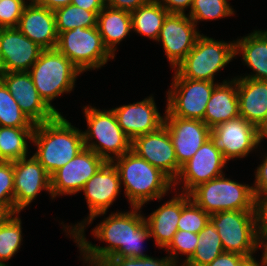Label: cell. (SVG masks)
<instances>
[{"label": "cell", "mask_w": 267, "mask_h": 266, "mask_svg": "<svg viewBox=\"0 0 267 266\" xmlns=\"http://www.w3.org/2000/svg\"><path fill=\"white\" fill-rule=\"evenodd\" d=\"M28 1V0H27ZM30 1V3H34L36 0H29Z\"/></svg>", "instance_id": "obj_51"}, {"label": "cell", "mask_w": 267, "mask_h": 266, "mask_svg": "<svg viewBox=\"0 0 267 266\" xmlns=\"http://www.w3.org/2000/svg\"><path fill=\"white\" fill-rule=\"evenodd\" d=\"M117 168L125 196L132 207H142L148 201L161 200L173 181L158 168L132 150L112 161ZM123 183V184H122Z\"/></svg>", "instance_id": "obj_3"}, {"label": "cell", "mask_w": 267, "mask_h": 266, "mask_svg": "<svg viewBox=\"0 0 267 266\" xmlns=\"http://www.w3.org/2000/svg\"><path fill=\"white\" fill-rule=\"evenodd\" d=\"M237 77L218 83L206 105L203 122L213 129L220 123L239 117Z\"/></svg>", "instance_id": "obj_23"}, {"label": "cell", "mask_w": 267, "mask_h": 266, "mask_svg": "<svg viewBox=\"0 0 267 266\" xmlns=\"http://www.w3.org/2000/svg\"><path fill=\"white\" fill-rule=\"evenodd\" d=\"M83 108L88 127L82 131L85 148L106 162H112L131 150L132 140L121 129L112 109L100 110L92 106Z\"/></svg>", "instance_id": "obj_5"}, {"label": "cell", "mask_w": 267, "mask_h": 266, "mask_svg": "<svg viewBox=\"0 0 267 266\" xmlns=\"http://www.w3.org/2000/svg\"><path fill=\"white\" fill-rule=\"evenodd\" d=\"M166 126L180 166L195 155L197 150L210 138V128L201 120L173 116L165 110Z\"/></svg>", "instance_id": "obj_20"}, {"label": "cell", "mask_w": 267, "mask_h": 266, "mask_svg": "<svg viewBox=\"0 0 267 266\" xmlns=\"http://www.w3.org/2000/svg\"><path fill=\"white\" fill-rule=\"evenodd\" d=\"M239 54L242 55L244 64L255 73L239 77L267 81V30H254L237 39L235 55Z\"/></svg>", "instance_id": "obj_26"}, {"label": "cell", "mask_w": 267, "mask_h": 266, "mask_svg": "<svg viewBox=\"0 0 267 266\" xmlns=\"http://www.w3.org/2000/svg\"><path fill=\"white\" fill-rule=\"evenodd\" d=\"M0 80L34 124L51 121L58 115L39 96L29 72H0Z\"/></svg>", "instance_id": "obj_18"}, {"label": "cell", "mask_w": 267, "mask_h": 266, "mask_svg": "<svg viewBox=\"0 0 267 266\" xmlns=\"http://www.w3.org/2000/svg\"><path fill=\"white\" fill-rule=\"evenodd\" d=\"M27 158L13 161L14 214L28 207L42 190L51 196L50 175L33 155Z\"/></svg>", "instance_id": "obj_17"}, {"label": "cell", "mask_w": 267, "mask_h": 266, "mask_svg": "<svg viewBox=\"0 0 267 266\" xmlns=\"http://www.w3.org/2000/svg\"><path fill=\"white\" fill-rule=\"evenodd\" d=\"M234 41H217L201 34L174 71L182 78L214 82V75L236 57Z\"/></svg>", "instance_id": "obj_7"}, {"label": "cell", "mask_w": 267, "mask_h": 266, "mask_svg": "<svg viewBox=\"0 0 267 266\" xmlns=\"http://www.w3.org/2000/svg\"><path fill=\"white\" fill-rule=\"evenodd\" d=\"M166 109L176 117L203 121L206 105L218 83L182 78L173 74Z\"/></svg>", "instance_id": "obj_11"}, {"label": "cell", "mask_w": 267, "mask_h": 266, "mask_svg": "<svg viewBox=\"0 0 267 266\" xmlns=\"http://www.w3.org/2000/svg\"><path fill=\"white\" fill-rule=\"evenodd\" d=\"M262 164L257 167L255 181L252 186L255 199L267 196V154L265 153Z\"/></svg>", "instance_id": "obj_41"}, {"label": "cell", "mask_w": 267, "mask_h": 266, "mask_svg": "<svg viewBox=\"0 0 267 266\" xmlns=\"http://www.w3.org/2000/svg\"><path fill=\"white\" fill-rule=\"evenodd\" d=\"M225 165H227V160L209 138L195 155L181 166L179 175L173 182V187L183 183L181 193L189 194L199 184L223 175Z\"/></svg>", "instance_id": "obj_13"}, {"label": "cell", "mask_w": 267, "mask_h": 266, "mask_svg": "<svg viewBox=\"0 0 267 266\" xmlns=\"http://www.w3.org/2000/svg\"><path fill=\"white\" fill-rule=\"evenodd\" d=\"M106 163L90 149H82L72 160L56 170L51 176V198L75 195L85 183Z\"/></svg>", "instance_id": "obj_12"}, {"label": "cell", "mask_w": 267, "mask_h": 266, "mask_svg": "<svg viewBox=\"0 0 267 266\" xmlns=\"http://www.w3.org/2000/svg\"><path fill=\"white\" fill-rule=\"evenodd\" d=\"M210 139L227 161L244 158L258 148L256 126L240 116L211 129Z\"/></svg>", "instance_id": "obj_14"}, {"label": "cell", "mask_w": 267, "mask_h": 266, "mask_svg": "<svg viewBox=\"0 0 267 266\" xmlns=\"http://www.w3.org/2000/svg\"><path fill=\"white\" fill-rule=\"evenodd\" d=\"M26 5L25 0H0V28H17Z\"/></svg>", "instance_id": "obj_39"}, {"label": "cell", "mask_w": 267, "mask_h": 266, "mask_svg": "<svg viewBox=\"0 0 267 266\" xmlns=\"http://www.w3.org/2000/svg\"><path fill=\"white\" fill-rule=\"evenodd\" d=\"M0 205L14 213V170L11 161H0Z\"/></svg>", "instance_id": "obj_37"}, {"label": "cell", "mask_w": 267, "mask_h": 266, "mask_svg": "<svg viewBox=\"0 0 267 266\" xmlns=\"http://www.w3.org/2000/svg\"><path fill=\"white\" fill-rule=\"evenodd\" d=\"M235 14L227 0H194L188 16L197 25L199 21L215 20Z\"/></svg>", "instance_id": "obj_35"}, {"label": "cell", "mask_w": 267, "mask_h": 266, "mask_svg": "<svg viewBox=\"0 0 267 266\" xmlns=\"http://www.w3.org/2000/svg\"><path fill=\"white\" fill-rule=\"evenodd\" d=\"M209 220L210 215L200 208L189 194L182 193V210L178 220V230L199 234Z\"/></svg>", "instance_id": "obj_34"}, {"label": "cell", "mask_w": 267, "mask_h": 266, "mask_svg": "<svg viewBox=\"0 0 267 266\" xmlns=\"http://www.w3.org/2000/svg\"><path fill=\"white\" fill-rule=\"evenodd\" d=\"M224 252L219 234L209 220L205 227L199 232L197 247L194 254L180 266H206L217 256Z\"/></svg>", "instance_id": "obj_30"}, {"label": "cell", "mask_w": 267, "mask_h": 266, "mask_svg": "<svg viewBox=\"0 0 267 266\" xmlns=\"http://www.w3.org/2000/svg\"><path fill=\"white\" fill-rule=\"evenodd\" d=\"M225 252L247 258L259 249L255 211L227 210L210 215Z\"/></svg>", "instance_id": "obj_8"}, {"label": "cell", "mask_w": 267, "mask_h": 266, "mask_svg": "<svg viewBox=\"0 0 267 266\" xmlns=\"http://www.w3.org/2000/svg\"><path fill=\"white\" fill-rule=\"evenodd\" d=\"M247 257L231 252H222L206 266H239Z\"/></svg>", "instance_id": "obj_42"}, {"label": "cell", "mask_w": 267, "mask_h": 266, "mask_svg": "<svg viewBox=\"0 0 267 266\" xmlns=\"http://www.w3.org/2000/svg\"><path fill=\"white\" fill-rule=\"evenodd\" d=\"M239 266H264L262 261H257L254 256L246 258Z\"/></svg>", "instance_id": "obj_49"}, {"label": "cell", "mask_w": 267, "mask_h": 266, "mask_svg": "<svg viewBox=\"0 0 267 266\" xmlns=\"http://www.w3.org/2000/svg\"><path fill=\"white\" fill-rule=\"evenodd\" d=\"M169 14H186L185 9L192 7L194 0H157Z\"/></svg>", "instance_id": "obj_44"}, {"label": "cell", "mask_w": 267, "mask_h": 266, "mask_svg": "<svg viewBox=\"0 0 267 266\" xmlns=\"http://www.w3.org/2000/svg\"><path fill=\"white\" fill-rule=\"evenodd\" d=\"M28 72L39 96L61 115L51 101L63 93H70L75 87L77 76L82 72L56 48L42 50Z\"/></svg>", "instance_id": "obj_4"}, {"label": "cell", "mask_w": 267, "mask_h": 266, "mask_svg": "<svg viewBox=\"0 0 267 266\" xmlns=\"http://www.w3.org/2000/svg\"><path fill=\"white\" fill-rule=\"evenodd\" d=\"M257 234L260 241L267 240V196L255 199Z\"/></svg>", "instance_id": "obj_40"}, {"label": "cell", "mask_w": 267, "mask_h": 266, "mask_svg": "<svg viewBox=\"0 0 267 266\" xmlns=\"http://www.w3.org/2000/svg\"><path fill=\"white\" fill-rule=\"evenodd\" d=\"M198 238L199 234L178 230L175 233L172 242L166 248V252L169 253L168 256L170 259L178 265V263H180L178 262L179 260H177L178 254L181 253L187 256L184 262L187 261L196 250Z\"/></svg>", "instance_id": "obj_36"}, {"label": "cell", "mask_w": 267, "mask_h": 266, "mask_svg": "<svg viewBox=\"0 0 267 266\" xmlns=\"http://www.w3.org/2000/svg\"><path fill=\"white\" fill-rule=\"evenodd\" d=\"M168 14L169 12L157 0H150L131 12L132 31L157 41Z\"/></svg>", "instance_id": "obj_28"}, {"label": "cell", "mask_w": 267, "mask_h": 266, "mask_svg": "<svg viewBox=\"0 0 267 266\" xmlns=\"http://www.w3.org/2000/svg\"><path fill=\"white\" fill-rule=\"evenodd\" d=\"M72 0H36L34 3L41 7H46L49 10H56L60 7L71 4Z\"/></svg>", "instance_id": "obj_46"}, {"label": "cell", "mask_w": 267, "mask_h": 266, "mask_svg": "<svg viewBox=\"0 0 267 266\" xmlns=\"http://www.w3.org/2000/svg\"><path fill=\"white\" fill-rule=\"evenodd\" d=\"M42 50L18 28H0V72H28Z\"/></svg>", "instance_id": "obj_19"}, {"label": "cell", "mask_w": 267, "mask_h": 266, "mask_svg": "<svg viewBox=\"0 0 267 266\" xmlns=\"http://www.w3.org/2000/svg\"><path fill=\"white\" fill-rule=\"evenodd\" d=\"M182 210V193L162 204L149 217L145 218L150 236L157 247L166 249L178 231V220Z\"/></svg>", "instance_id": "obj_25"}, {"label": "cell", "mask_w": 267, "mask_h": 266, "mask_svg": "<svg viewBox=\"0 0 267 266\" xmlns=\"http://www.w3.org/2000/svg\"><path fill=\"white\" fill-rule=\"evenodd\" d=\"M57 33L73 30L76 27H97V15L81 7L69 4L53 11Z\"/></svg>", "instance_id": "obj_31"}, {"label": "cell", "mask_w": 267, "mask_h": 266, "mask_svg": "<svg viewBox=\"0 0 267 266\" xmlns=\"http://www.w3.org/2000/svg\"><path fill=\"white\" fill-rule=\"evenodd\" d=\"M17 28L43 50L57 45L55 15L52 10L35 3L25 6Z\"/></svg>", "instance_id": "obj_22"}, {"label": "cell", "mask_w": 267, "mask_h": 266, "mask_svg": "<svg viewBox=\"0 0 267 266\" xmlns=\"http://www.w3.org/2000/svg\"><path fill=\"white\" fill-rule=\"evenodd\" d=\"M71 4L92 11L96 15L105 7L103 0H72Z\"/></svg>", "instance_id": "obj_45"}, {"label": "cell", "mask_w": 267, "mask_h": 266, "mask_svg": "<svg viewBox=\"0 0 267 266\" xmlns=\"http://www.w3.org/2000/svg\"><path fill=\"white\" fill-rule=\"evenodd\" d=\"M0 126L35 127V124L20 109L8 88L0 80Z\"/></svg>", "instance_id": "obj_32"}, {"label": "cell", "mask_w": 267, "mask_h": 266, "mask_svg": "<svg viewBox=\"0 0 267 266\" xmlns=\"http://www.w3.org/2000/svg\"><path fill=\"white\" fill-rule=\"evenodd\" d=\"M97 28L105 47L115 57L117 44L132 30L131 13L105 6L97 15Z\"/></svg>", "instance_id": "obj_27"}, {"label": "cell", "mask_w": 267, "mask_h": 266, "mask_svg": "<svg viewBox=\"0 0 267 266\" xmlns=\"http://www.w3.org/2000/svg\"><path fill=\"white\" fill-rule=\"evenodd\" d=\"M18 214V215H17ZM19 212L13 214L0 227V265L10 260L18 252L22 241V227Z\"/></svg>", "instance_id": "obj_33"}, {"label": "cell", "mask_w": 267, "mask_h": 266, "mask_svg": "<svg viewBox=\"0 0 267 266\" xmlns=\"http://www.w3.org/2000/svg\"><path fill=\"white\" fill-rule=\"evenodd\" d=\"M14 213L7 207L0 205V227L3 226Z\"/></svg>", "instance_id": "obj_48"}, {"label": "cell", "mask_w": 267, "mask_h": 266, "mask_svg": "<svg viewBox=\"0 0 267 266\" xmlns=\"http://www.w3.org/2000/svg\"><path fill=\"white\" fill-rule=\"evenodd\" d=\"M196 24L186 14H168L164 19L157 41L162 46L173 70L193 49L201 35Z\"/></svg>", "instance_id": "obj_16"}, {"label": "cell", "mask_w": 267, "mask_h": 266, "mask_svg": "<svg viewBox=\"0 0 267 266\" xmlns=\"http://www.w3.org/2000/svg\"><path fill=\"white\" fill-rule=\"evenodd\" d=\"M82 73L104 66L115 57L105 47L97 27L68 30L58 34L55 47Z\"/></svg>", "instance_id": "obj_9"}, {"label": "cell", "mask_w": 267, "mask_h": 266, "mask_svg": "<svg viewBox=\"0 0 267 266\" xmlns=\"http://www.w3.org/2000/svg\"><path fill=\"white\" fill-rule=\"evenodd\" d=\"M98 266H177L169 256L165 258H153L151 256H143L136 258L129 257H108Z\"/></svg>", "instance_id": "obj_38"}, {"label": "cell", "mask_w": 267, "mask_h": 266, "mask_svg": "<svg viewBox=\"0 0 267 266\" xmlns=\"http://www.w3.org/2000/svg\"><path fill=\"white\" fill-rule=\"evenodd\" d=\"M257 144L262 142L264 138H267V117L256 127Z\"/></svg>", "instance_id": "obj_47"}, {"label": "cell", "mask_w": 267, "mask_h": 266, "mask_svg": "<svg viewBox=\"0 0 267 266\" xmlns=\"http://www.w3.org/2000/svg\"><path fill=\"white\" fill-rule=\"evenodd\" d=\"M150 0H103L107 7L132 12Z\"/></svg>", "instance_id": "obj_43"}, {"label": "cell", "mask_w": 267, "mask_h": 266, "mask_svg": "<svg viewBox=\"0 0 267 266\" xmlns=\"http://www.w3.org/2000/svg\"><path fill=\"white\" fill-rule=\"evenodd\" d=\"M31 142L37 146L33 156L50 176L85 148L83 133L63 115L35 124Z\"/></svg>", "instance_id": "obj_2"}, {"label": "cell", "mask_w": 267, "mask_h": 266, "mask_svg": "<svg viewBox=\"0 0 267 266\" xmlns=\"http://www.w3.org/2000/svg\"><path fill=\"white\" fill-rule=\"evenodd\" d=\"M131 150L161 170L173 182L179 175L181 166L177 162L173 142L165 125L154 132L135 137Z\"/></svg>", "instance_id": "obj_15"}, {"label": "cell", "mask_w": 267, "mask_h": 266, "mask_svg": "<svg viewBox=\"0 0 267 266\" xmlns=\"http://www.w3.org/2000/svg\"><path fill=\"white\" fill-rule=\"evenodd\" d=\"M259 246H260V248H263L262 258L260 260L262 261L264 266H267V240L260 241Z\"/></svg>", "instance_id": "obj_50"}, {"label": "cell", "mask_w": 267, "mask_h": 266, "mask_svg": "<svg viewBox=\"0 0 267 266\" xmlns=\"http://www.w3.org/2000/svg\"><path fill=\"white\" fill-rule=\"evenodd\" d=\"M120 176L112 162H106L83 187L85 199L89 208L87 219L75 225H66L64 230L67 235L77 231H84L86 225L93 222L99 215H105L107 209L116 200L121 190ZM71 227V228H70ZM67 230V231H66Z\"/></svg>", "instance_id": "obj_10"}, {"label": "cell", "mask_w": 267, "mask_h": 266, "mask_svg": "<svg viewBox=\"0 0 267 266\" xmlns=\"http://www.w3.org/2000/svg\"><path fill=\"white\" fill-rule=\"evenodd\" d=\"M189 195L209 215L227 210L255 211L252 186L225 178V174L199 184Z\"/></svg>", "instance_id": "obj_6"}, {"label": "cell", "mask_w": 267, "mask_h": 266, "mask_svg": "<svg viewBox=\"0 0 267 266\" xmlns=\"http://www.w3.org/2000/svg\"><path fill=\"white\" fill-rule=\"evenodd\" d=\"M123 132L133 140L135 137L156 131L164 125V116L158 112L152 95L133 104L112 108Z\"/></svg>", "instance_id": "obj_21"}, {"label": "cell", "mask_w": 267, "mask_h": 266, "mask_svg": "<svg viewBox=\"0 0 267 266\" xmlns=\"http://www.w3.org/2000/svg\"><path fill=\"white\" fill-rule=\"evenodd\" d=\"M239 115L256 127L267 117V81L237 76Z\"/></svg>", "instance_id": "obj_24"}, {"label": "cell", "mask_w": 267, "mask_h": 266, "mask_svg": "<svg viewBox=\"0 0 267 266\" xmlns=\"http://www.w3.org/2000/svg\"><path fill=\"white\" fill-rule=\"evenodd\" d=\"M35 127L0 126V161H16L27 157L28 141H32Z\"/></svg>", "instance_id": "obj_29"}, {"label": "cell", "mask_w": 267, "mask_h": 266, "mask_svg": "<svg viewBox=\"0 0 267 266\" xmlns=\"http://www.w3.org/2000/svg\"><path fill=\"white\" fill-rule=\"evenodd\" d=\"M131 211L114 212L101 221L92 230V234L108 246H97L87 241L84 231H77L72 236L80 254L87 266H98L108 257L138 258L143 253V241L151 238L145 216L141 214L142 207H131ZM139 211V212H138Z\"/></svg>", "instance_id": "obj_1"}]
</instances>
